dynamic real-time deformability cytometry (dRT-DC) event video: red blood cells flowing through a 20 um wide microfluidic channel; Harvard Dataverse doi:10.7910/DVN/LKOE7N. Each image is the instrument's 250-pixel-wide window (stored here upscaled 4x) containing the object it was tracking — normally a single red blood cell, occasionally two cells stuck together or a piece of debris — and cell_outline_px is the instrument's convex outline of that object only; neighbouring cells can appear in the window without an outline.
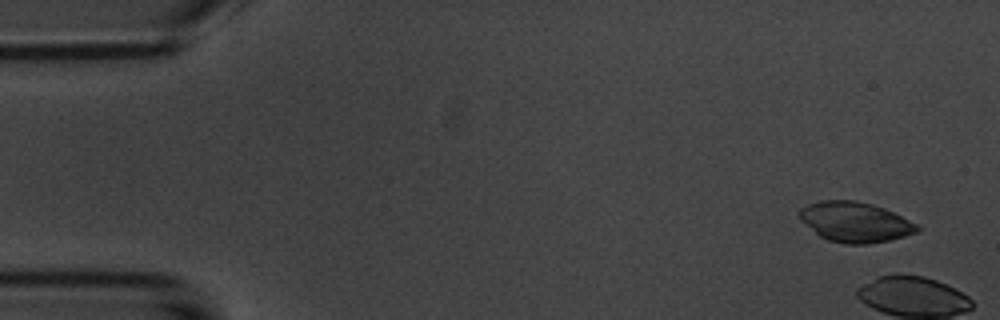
{"species": "common noctule bat (a hibernating species)", "species_latin": "Nyctalus noctula", "temperature_condition": "room temperature", "stored_images_in_passage": 6, "camera_frame_rate_fps": 3000, "um_per_image_px": 0.085, "animal": {"sex": "male", "body_mass_g": 20.1, "forearm_length_mm": 53.5}, "frame": {"image": 1, "passage_image": 1, "time_ms": 0.0, "image_size_px": [1000, 320], "cell_outline_px": [[920, 228], [916, 232], [904, 236], [888, 240], [868, 244], [844, 244], [828, 240], [820, 236], [800, 220], [800, 208], [808, 204], [820, 200], [856, 200], [872, 204], [884, 208], [916, 224]], "centroid_in_image_um": [72.65, 18.87], "position_along_channel_um": 12.4, "area_um2": 27.28}}